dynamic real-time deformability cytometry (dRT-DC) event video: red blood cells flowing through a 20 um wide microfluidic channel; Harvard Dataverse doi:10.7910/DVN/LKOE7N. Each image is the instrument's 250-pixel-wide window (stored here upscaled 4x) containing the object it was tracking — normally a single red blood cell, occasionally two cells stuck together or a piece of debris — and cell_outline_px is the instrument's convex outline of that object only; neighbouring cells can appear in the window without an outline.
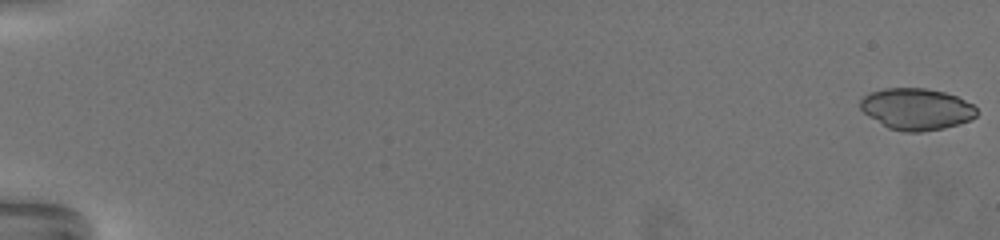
{"species": "common noctule bat (a hibernating species)", "species_latin": "Nyctalus noctula", "temperature_condition": "warm", "stored_images_in_passage": 72, "camera_frame_rate_fps": 3000, "um_per_image_px": 0.085, "animal": {"sex": "female", "body_mass_g": 19.5, "forearm_length_mm": 54.1}, "frame": {"image": 1, "passage_image": 1, "time_ms": 0.0, "image_size_px": [1000, 240], "cell_outline_px": [[976, 116], [968, 120], [944, 128], [920, 132], [904, 132], [888, 128], [864, 112], [860, 108], [860, 100], [864, 96], [872, 92], [888, 88], [924, 88], [944, 92], [956, 96], [972, 104], [976, 108]], "centroid_in_image_um": [77.89, 9.27], "position_along_channel_um": 7.1, "area_um2": 27.8}}